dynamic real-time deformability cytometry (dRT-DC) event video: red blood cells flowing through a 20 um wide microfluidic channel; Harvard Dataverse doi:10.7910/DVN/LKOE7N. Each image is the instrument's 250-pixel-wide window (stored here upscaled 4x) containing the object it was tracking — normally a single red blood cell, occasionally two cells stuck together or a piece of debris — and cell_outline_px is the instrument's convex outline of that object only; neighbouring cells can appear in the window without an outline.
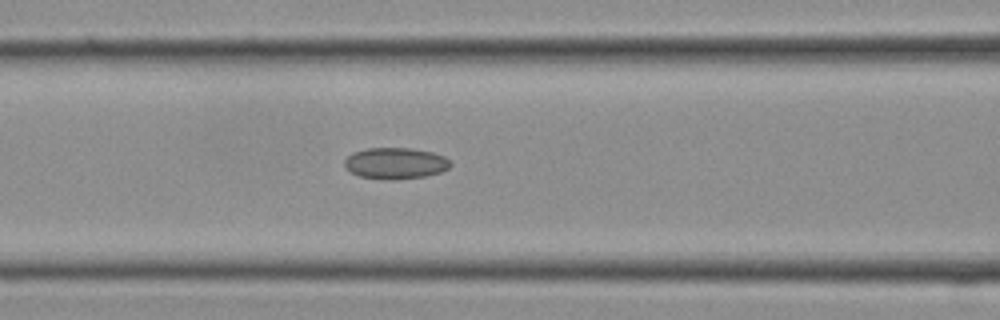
{"species": "Egyptian fruit bat (a non-hibernating species)", "species_latin": "Rousettus aegyptiacus", "temperature_condition": "cold", "stored_images_in_passage": 28, "camera_frame_rate_fps": 3000, "um_per_image_px": 0.085, "frame": {"image": 1, "passage_image": 11, "time_ms": 3.333, "image_size_px": [1000, 320], "cell_outline_px": [[452, 164], [448, 168], [440, 172], [424, 176], [392, 180], [360, 176], [344, 168], [344, 160], [352, 152], [368, 148], [412, 148], [432, 152], [444, 156]], "centroid_in_image_um": [33.59, 13.87], "position_along_channel_um": 133.0, "area_um2": 19.25}}
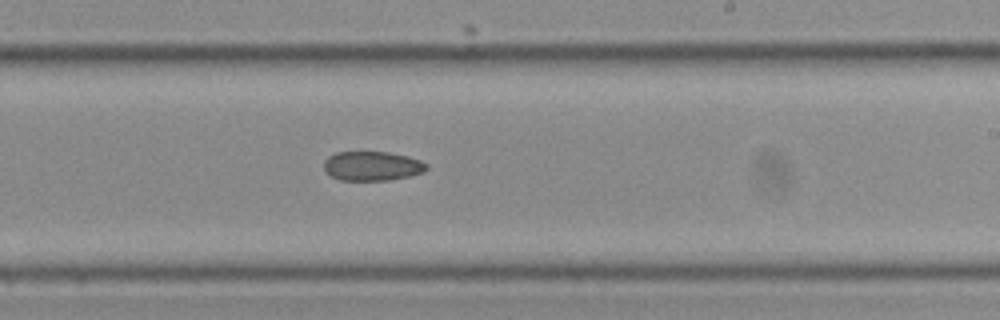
{"frame": {"image": 2, "passage_image": 16, "time_ms": 5.0, "image_size_px": [1000, 320], "cell_outline_px": [[428, 168], [424, 172], [412, 176], [388, 180], [340, 180], [324, 172], [324, 160], [328, 156], [336, 152], [388, 152], [408, 156], [420, 160], [428, 164]], "centroid_in_image_um": [31.64, 14.11], "position_along_channel_um": 257.4, "area_um2": 17.74}}
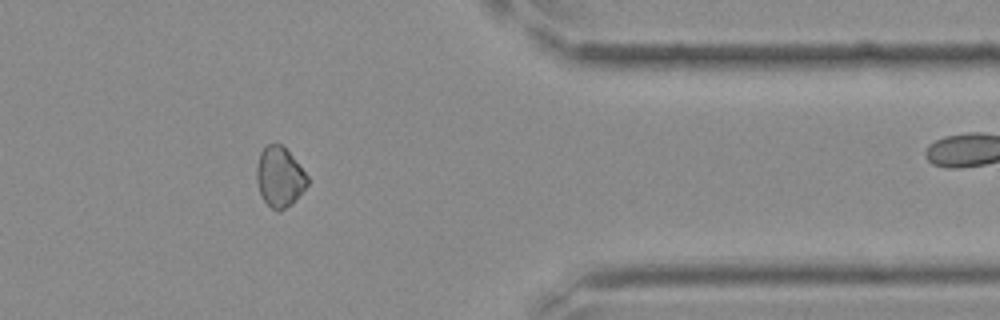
{"frame": {"image": 3, "passage_image": 22, "time_ms": 7.0, "image_size_px": [1000, 320], "cell_outline_px": [[308, 184], [292, 204], [280, 212], [276, 212], [264, 200], [260, 192], [256, 180], [256, 168], [260, 152], [268, 144], [280, 144], [292, 156], [308, 176]], "centroid_in_image_um": [23.76, 15.07], "position_along_channel_um": 387.6, "area_um2": 17.63}}